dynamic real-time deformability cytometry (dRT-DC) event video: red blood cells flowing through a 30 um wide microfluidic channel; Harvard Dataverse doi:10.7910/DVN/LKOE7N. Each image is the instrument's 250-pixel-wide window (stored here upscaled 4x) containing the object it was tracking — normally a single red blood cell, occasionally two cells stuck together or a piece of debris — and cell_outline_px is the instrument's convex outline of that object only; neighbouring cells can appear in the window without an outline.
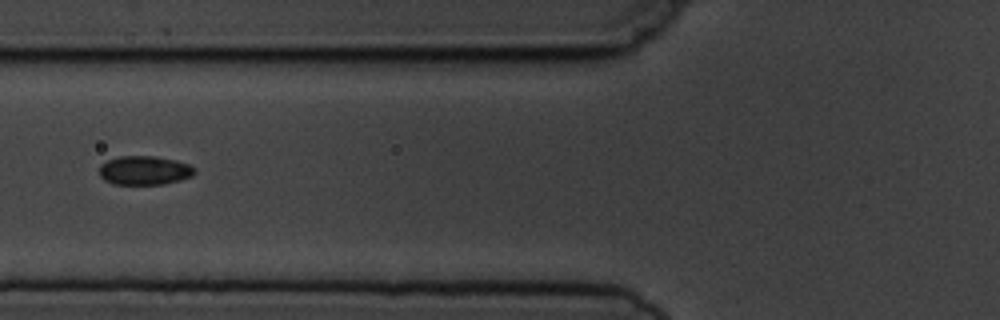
{"species": "common noctule bat (a hibernating species)", "species_latin": "Nyctalus noctula", "temperature_condition": "cold", "stored_images_in_passage": 8, "camera_frame_rate_fps": 3000, "um_per_image_px": 0.085, "animal": {"sex": "male", "body_mass_g": 19.5, "forearm_length_mm": 54.6}, "frame": {"image": 1, "passage_image": 7, "time_ms": 7.0, "image_size_px": [1000, 320], "cell_outline_px": [[196, 172], [192, 176], [180, 180], [164, 184], [112, 184], [104, 180], [100, 176], [100, 164], [108, 160], [120, 156], [156, 156], [176, 160], [188, 164], [196, 168]], "centroid_in_image_um": [12.29, 14.48], "position_along_channel_um": 113.5, "area_um2": 16.18}}
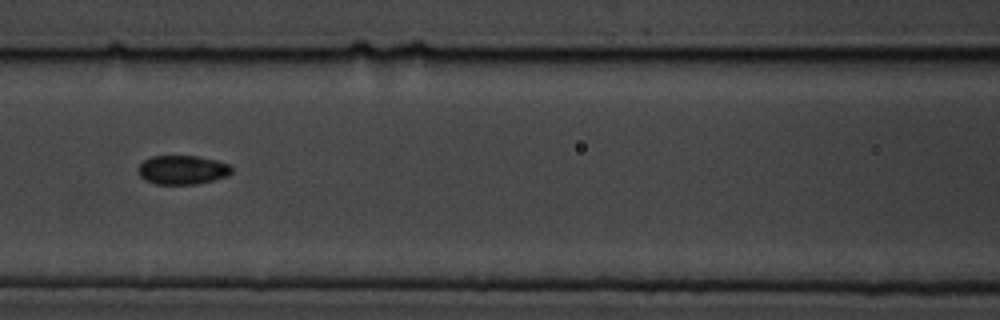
{"frame": {"image": 2, "passage_image": 8, "time_ms": 8.0, "image_size_px": [1000, 320], "cell_outline_px": [[232, 172], [228, 176], [196, 184], [156, 184], [144, 180], [140, 176], [136, 168], [144, 160], [152, 156], [196, 156], [216, 160], [228, 164], [232, 168]], "centroid_in_image_um": [15.48, 14.44], "position_along_channel_um": 151.1, "area_um2": 15.84}}